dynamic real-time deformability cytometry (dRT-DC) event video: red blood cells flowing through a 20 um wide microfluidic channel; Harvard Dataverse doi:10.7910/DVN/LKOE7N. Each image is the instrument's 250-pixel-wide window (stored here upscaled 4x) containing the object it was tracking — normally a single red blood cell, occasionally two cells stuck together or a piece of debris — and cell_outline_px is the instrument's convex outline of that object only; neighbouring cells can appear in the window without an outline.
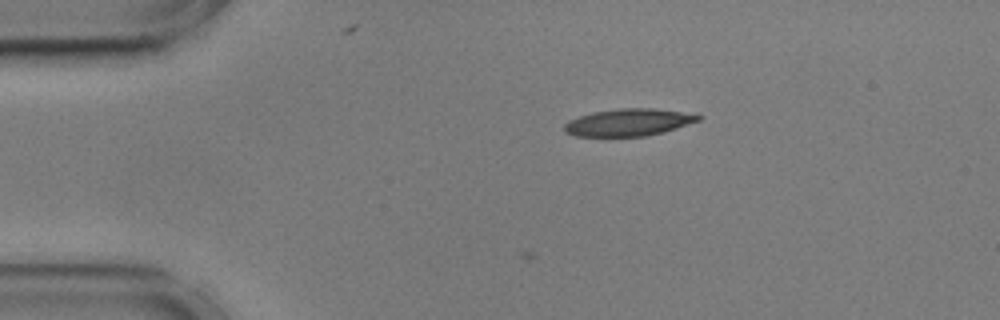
{"species": "common noctule bat (a hibernating species)", "species_latin": "Nyctalus noctula", "temperature_condition": "cold", "stored_images_in_passage": 3, "camera_frame_rate_fps": 3000, "um_per_image_px": 0.085, "animal": {"sex": "male", "body_mass_g": 17.9, "forearm_length_mm": 54.2}, "frame": {"image": 1, "passage_image": 3, "time_ms": 0.667, "image_size_px": [1000, 320], "cell_outline_px": [[704, 116], [700, 120], [664, 132], [644, 136], [576, 136], [564, 132], [564, 124], [568, 120], [592, 112], [616, 108], [652, 108], [680, 112]], "centroid_in_image_um": [53.39, 10.4], "position_along_channel_um": 31.6, "area_um2": 21.15}}